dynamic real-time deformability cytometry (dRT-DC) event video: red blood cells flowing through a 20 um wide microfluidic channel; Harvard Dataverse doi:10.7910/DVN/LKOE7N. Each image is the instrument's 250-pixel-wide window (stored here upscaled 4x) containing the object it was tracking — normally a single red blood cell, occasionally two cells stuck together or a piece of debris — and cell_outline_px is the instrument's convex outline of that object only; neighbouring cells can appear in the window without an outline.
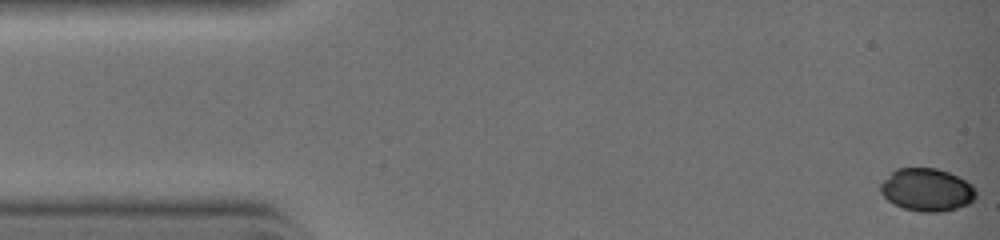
{"species": "common noctule bat (a hibernating species)", "species_latin": "Nyctalus noctula", "temperature_condition": "warm", "stored_images_in_passage": 3, "camera_frame_rate_fps": 3000, "um_per_image_px": 0.085, "animal": {"sex": "female", "body_mass_g": 19.0, "forearm_length_mm": 51.5}, "frame": {"image": 1, "passage_image": 1, "time_ms": 0.0, "image_size_px": [1000, 240], "cell_outline_px": [[976, 200], [968, 204], [956, 208], [940, 212], [920, 212], [904, 208], [888, 200], [880, 192], [880, 184], [896, 168], [936, 168], [948, 172], [972, 184], [976, 188]], "centroid_in_image_um": [78.81, 16.14], "position_along_channel_um": 6.2, "area_um2": 23.76}}
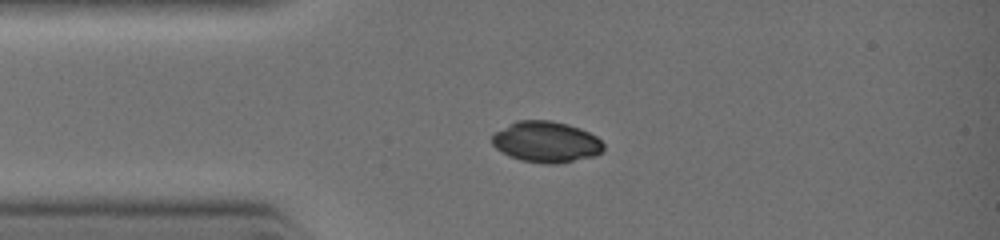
{"frame": {"image": 2, "passage_image": 3, "time_ms": 2.333, "image_size_px": [1000, 240], "cell_outline_px": [[604, 152], [596, 156], [556, 164], [544, 164], [520, 160], [508, 156], [496, 148], [492, 144], [492, 136], [496, 132], [516, 120], [552, 120], [568, 124], [580, 128], [596, 136], [604, 144]], "centroid_in_image_um": [46.45, 12.07], "position_along_channel_um": 38.6, "area_um2": 26.88}}